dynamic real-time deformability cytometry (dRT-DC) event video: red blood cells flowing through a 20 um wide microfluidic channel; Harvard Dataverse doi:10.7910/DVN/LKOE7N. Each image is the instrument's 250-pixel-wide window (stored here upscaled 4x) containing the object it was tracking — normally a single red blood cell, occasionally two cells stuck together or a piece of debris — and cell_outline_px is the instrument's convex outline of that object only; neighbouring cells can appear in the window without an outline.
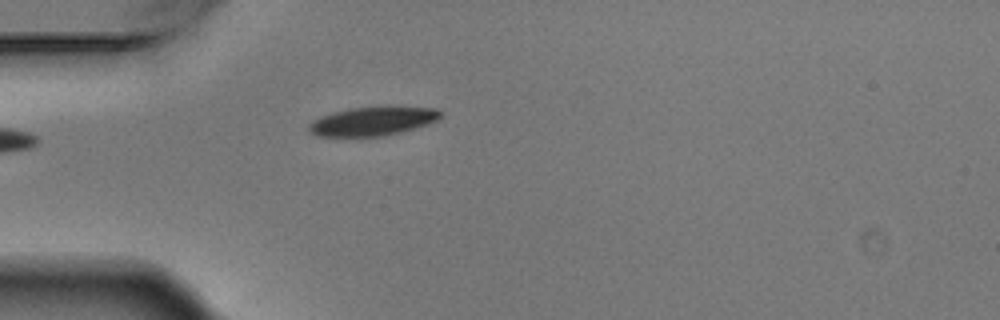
{"species": "Egyptian fruit bat (a non-hibernating species)", "species_latin": "Rousettus aegyptiacus", "temperature_condition": "warm", "stored_images_in_passage": 4, "camera_frame_rate_fps": 3000, "um_per_image_px": 0.085, "animal": {"sex": "male"}, "frame": {"image": 1, "passage_image": 4, "time_ms": 1.0, "image_size_px": [1000, 320], "cell_outline_px": [[440, 116], [436, 120], [400, 132], [384, 136], [316, 136], [308, 128], [308, 124], [312, 120], [336, 112], [352, 108], [380, 104], [436, 108], [440, 112]], "centroid_in_image_um": [31.69, 10.26], "position_along_channel_um": 53.3, "area_um2": 22.25}}